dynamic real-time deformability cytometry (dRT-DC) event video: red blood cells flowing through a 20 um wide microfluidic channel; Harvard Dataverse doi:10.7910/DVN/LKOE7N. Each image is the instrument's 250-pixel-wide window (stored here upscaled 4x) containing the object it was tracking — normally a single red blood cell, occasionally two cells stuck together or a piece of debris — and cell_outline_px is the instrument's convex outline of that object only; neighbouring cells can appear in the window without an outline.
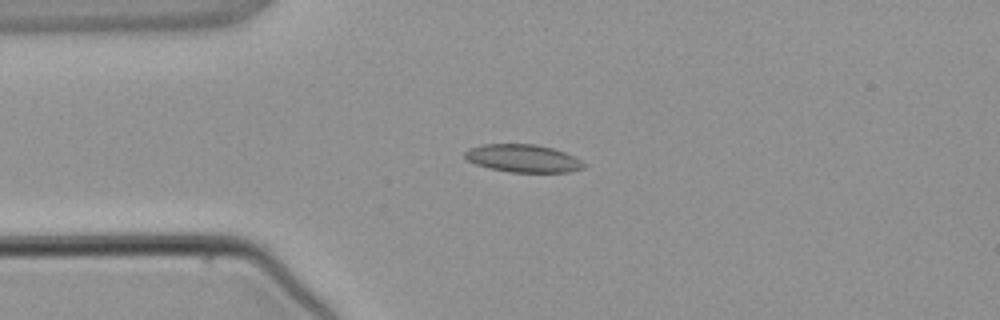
{"species": "common noctule bat (a hibernating species)", "species_latin": "Nyctalus noctula", "temperature_condition": "warm", "stored_images_in_passage": 3, "camera_frame_rate_fps": 3000, "um_per_image_px": 0.085, "animal": {"sex": "male", "body_mass_g": 21.5, "forearm_length_mm": 52.0}, "frame": {"image": 1, "passage_image": 2, "time_ms": 1.333, "image_size_px": [1000, 320], "cell_outline_px": [[588, 164], [584, 168], [568, 172], [512, 172], [488, 168], [476, 164], [468, 160], [464, 156], [464, 152], [468, 148], [484, 144], [536, 144], [552, 148], [564, 152]], "centroid_in_image_um": [44.45, 13.46], "position_along_channel_um": 40.5, "area_um2": 19.25}}